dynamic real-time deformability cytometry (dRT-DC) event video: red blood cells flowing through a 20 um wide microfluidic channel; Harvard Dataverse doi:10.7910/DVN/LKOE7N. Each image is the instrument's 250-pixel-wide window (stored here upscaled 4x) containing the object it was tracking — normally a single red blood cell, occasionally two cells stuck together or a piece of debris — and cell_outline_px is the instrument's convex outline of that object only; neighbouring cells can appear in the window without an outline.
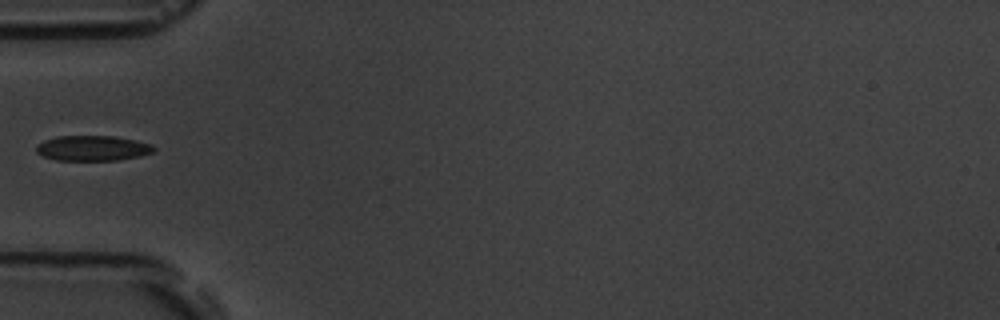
{"species": "common noctule bat (a hibernating species)", "species_latin": "Nyctalus noctula", "temperature_condition": "room temperature", "stored_images_in_passage": 5, "camera_frame_rate_fps": 3000, "um_per_image_px": 0.085, "animal": {"sex": "male", "body_mass_g": 19.5, "forearm_length_mm": 54.6}, "frame": {"image": 1, "passage_image": 5, "time_ms": 5.333, "image_size_px": [1000, 320], "cell_outline_px": [[156, 148], [152, 152], [140, 156], [116, 160], [56, 160], [44, 156], [36, 152], [36, 144], [44, 140], [56, 136], [112, 136], [136, 140], [148, 144]], "centroid_in_image_um": [7.82, 12.59], "position_along_channel_um": 77.2, "area_um2": 17.17}}